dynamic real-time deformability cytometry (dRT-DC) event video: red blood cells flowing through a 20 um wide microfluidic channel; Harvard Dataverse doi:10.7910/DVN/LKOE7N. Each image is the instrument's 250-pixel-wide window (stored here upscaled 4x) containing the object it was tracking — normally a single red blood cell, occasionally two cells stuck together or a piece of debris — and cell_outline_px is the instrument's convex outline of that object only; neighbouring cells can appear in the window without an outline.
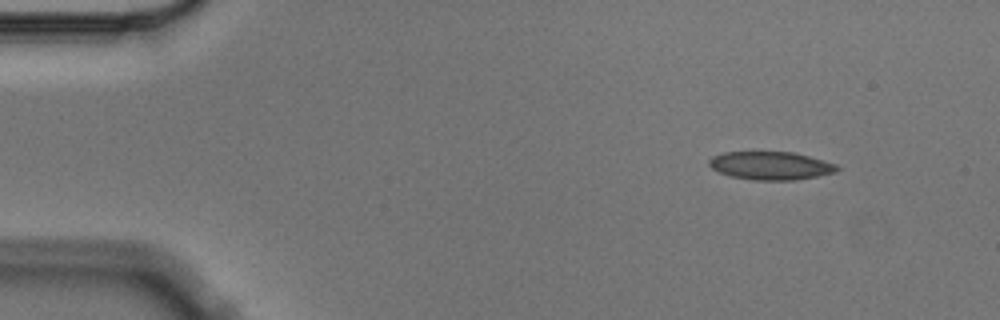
{"species": "Egyptian fruit bat (a non-hibernating species)", "species_latin": "Rousettus aegyptiacus", "temperature_condition": "cold", "stored_images_in_passage": 7, "camera_frame_rate_fps": 3000, "um_per_image_px": 0.085, "animal": {"sex": "male"}, "frame": {"image": 1, "passage_image": 1, "time_ms": 0.0, "image_size_px": [1000, 320], "cell_outline_px": [[840, 168], [836, 172], [796, 180], [752, 180], [732, 176], [720, 172], [712, 168], [708, 164], [708, 160], [712, 156], [724, 152], [792, 152], [824, 160], [836, 164]], "centroid_in_image_um": [65.51, 14.08], "position_along_channel_um": 19.5, "area_um2": 20.92}}
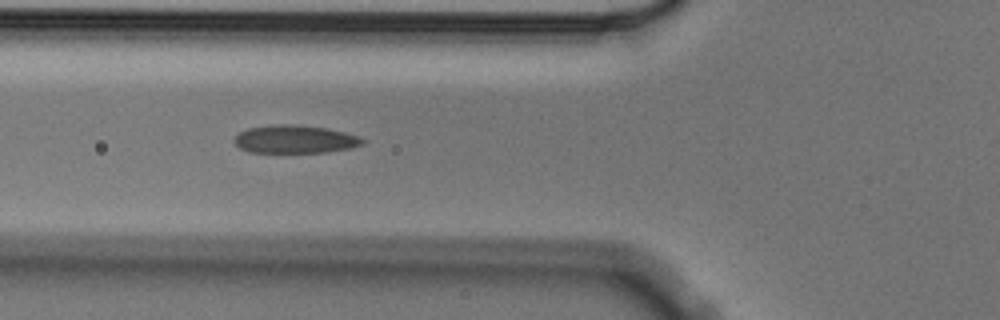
{"frame": {"image": 2, "passage_image": 5, "time_ms": 1.333, "image_size_px": [1000, 320], "cell_outline_px": [[364, 144], [352, 148], [328, 152], [248, 152], [240, 148], [232, 140], [240, 132], [248, 128], [276, 124], [292, 124], [328, 128], [344, 132], [356, 136], [364, 140]], "centroid_in_image_um": [25.06, 11.83], "position_along_channel_um": 100.7, "area_um2": 20.92}}
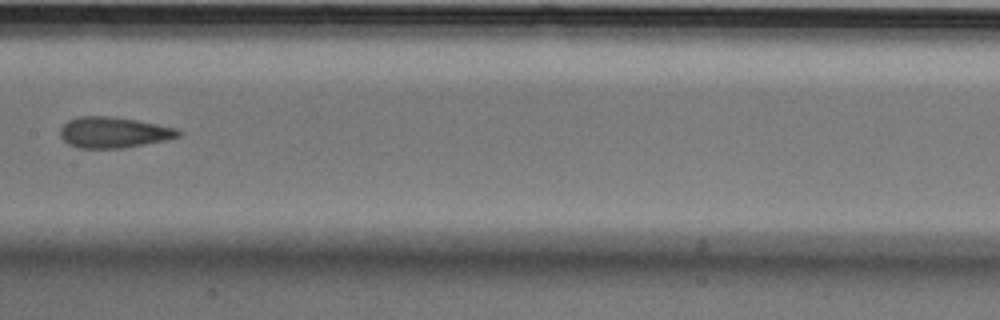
{"frame": {"image": 3, "passage_image": 7, "time_ms": 2.0, "image_size_px": [1000, 320], "cell_outline_px": [[184, 132], [180, 136], [164, 140], [124, 148], [76, 148], [68, 144], [60, 136], [60, 128], [68, 120], [76, 116], [108, 116], [136, 120], [176, 128]], "centroid_in_image_um": [9.63, 11.25], "position_along_channel_um": 197.8, "area_um2": 21.27}}